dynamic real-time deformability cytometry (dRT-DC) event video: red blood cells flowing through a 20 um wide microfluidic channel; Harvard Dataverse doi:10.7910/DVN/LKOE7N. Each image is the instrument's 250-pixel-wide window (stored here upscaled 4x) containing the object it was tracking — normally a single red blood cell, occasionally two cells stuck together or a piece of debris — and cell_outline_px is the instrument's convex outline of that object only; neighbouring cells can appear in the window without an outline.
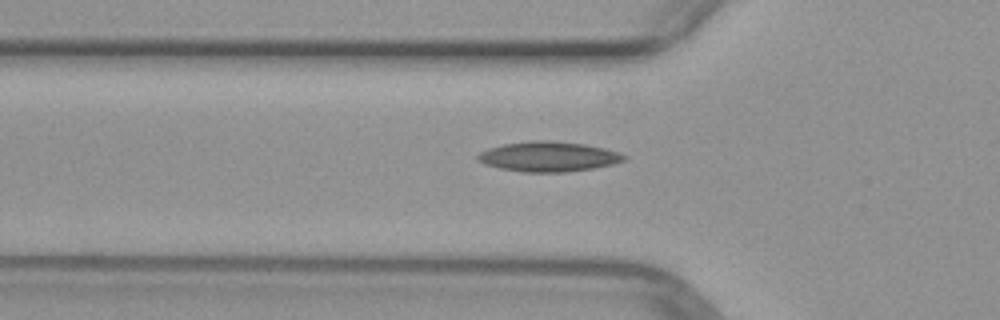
{"species": "common noctule bat (a hibernating species)", "species_latin": "Nyctalus noctula", "temperature_condition": "warm", "stored_images_in_passage": 38, "camera_frame_rate_fps": 3000, "um_per_image_px": 0.085, "animal": {"sex": "female", "body_mass_g": 29.2, "forearm_length_mm": 56.3}, "frame": {"image": 1, "passage_image": 10, "time_ms": 3.0, "image_size_px": [1000, 320], "cell_outline_px": [[628, 160], [612, 164], [592, 168], [568, 172], [524, 172], [500, 168], [484, 164], [476, 160], [476, 156], [480, 152], [488, 148], [504, 144], [532, 140], [544, 140], [584, 144], [604, 148], [628, 156]], "centroid_in_image_um": [46.6, 13.31], "position_along_channel_um": 79.2, "area_um2": 25.55}}
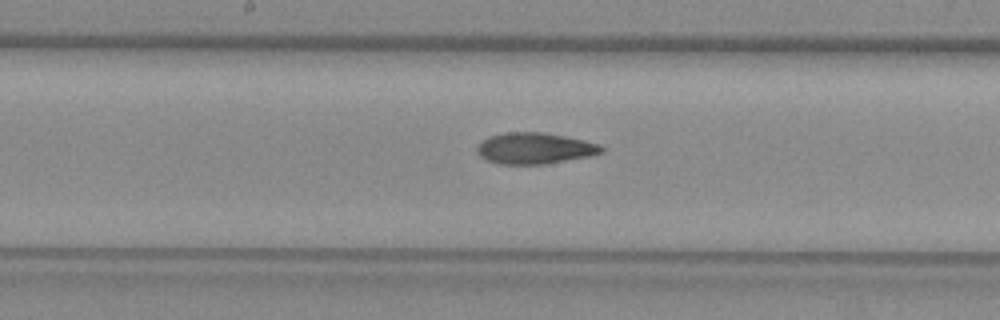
{"frame": {"image": 2, "passage_image": 19, "time_ms": 6.0, "image_size_px": [1000, 320], "cell_outline_px": [[604, 152], [588, 156], [544, 164], [496, 164], [480, 156], [476, 152], [476, 148], [488, 136], [504, 132], [544, 132], [584, 140], [600, 144], [604, 148]], "centroid_in_image_um": [45.43, 12.6], "position_along_channel_um": 202.8, "area_um2": 22.6}}
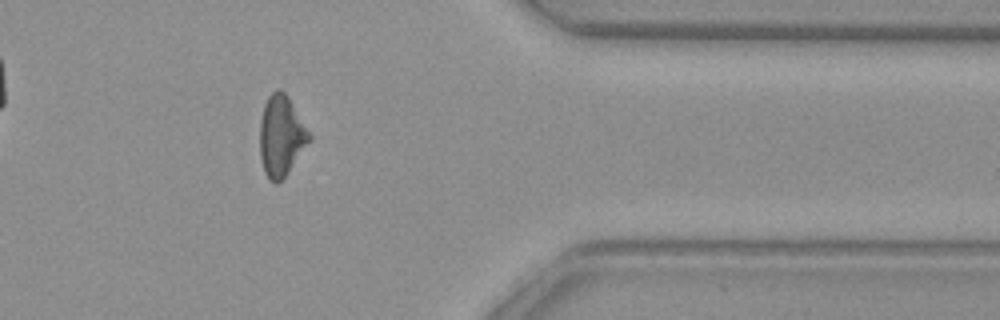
{"frame": {"image": 3, "passage_image": 34, "time_ms": 11.0, "image_size_px": [1000, 320], "cell_outline_px": [[312, 140], [288, 172], [276, 184], [264, 172], [260, 156], [260, 120], [264, 104], [268, 96], [276, 88], [280, 88], [288, 96], [312, 136]], "centroid_in_image_um": [23.91, 11.52], "position_along_channel_um": 387.5, "area_um2": 23.24}}